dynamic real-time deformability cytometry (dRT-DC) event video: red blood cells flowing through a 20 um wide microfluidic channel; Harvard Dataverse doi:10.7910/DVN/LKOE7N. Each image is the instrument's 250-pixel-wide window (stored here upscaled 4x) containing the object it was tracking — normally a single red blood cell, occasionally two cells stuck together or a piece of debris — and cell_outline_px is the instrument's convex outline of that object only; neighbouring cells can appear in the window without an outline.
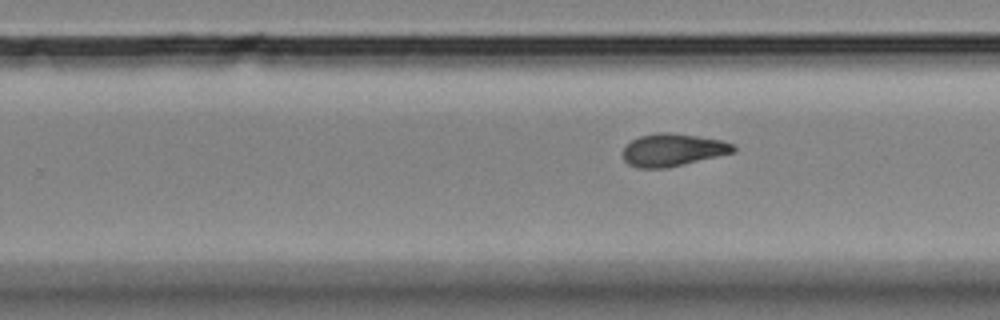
{"species": "Egyptian fruit bat (a non-hibernating species)", "species_latin": "Rousettus aegyptiacus", "temperature_condition": "room temperature", "stored_images_in_passage": 11, "camera_frame_rate_fps": 3000, "um_per_image_px": 0.085, "animal": {"sex": "female"}, "frame": {"image": 1, "passage_image": 11, "time_ms": 12.667, "image_size_px": [1000, 320], "cell_outline_px": [[736, 152], [668, 168], [636, 168], [628, 164], [624, 160], [624, 148], [632, 140], [640, 136], [660, 132], [668, 132], [696, 136], [720, 140], [736, 144]], "centroid_in_image_um": [57.22, 12.75], "position_along_channel_um": 272.6, "area_um2": 20.98}}